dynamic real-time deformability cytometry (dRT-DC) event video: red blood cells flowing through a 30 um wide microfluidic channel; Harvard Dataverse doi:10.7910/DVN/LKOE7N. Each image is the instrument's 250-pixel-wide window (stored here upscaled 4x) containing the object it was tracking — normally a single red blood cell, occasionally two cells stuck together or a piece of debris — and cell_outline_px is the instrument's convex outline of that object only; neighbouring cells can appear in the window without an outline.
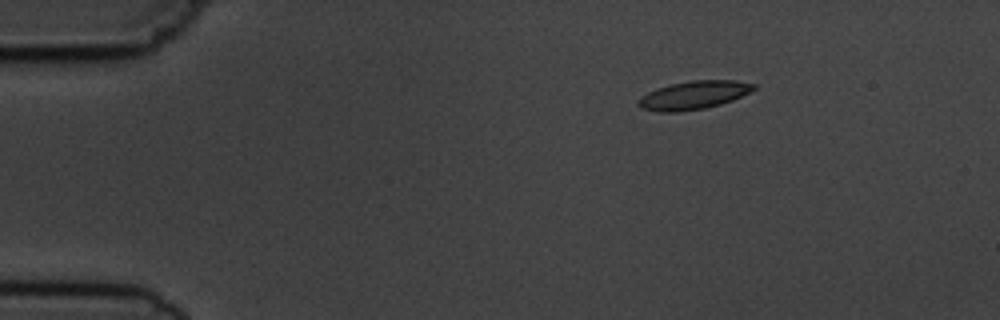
{"species": "common noctule bat (a hibernating species)", "species_latin": "Nyctalus noctula", "temperature_condition": "cold", "stored_images_in_passage": 3, "camera_frame_rate_fps": 3000, "um_per_image_px": 0.085, "animal": {"sex": "male", "body_mass_g": 19.5, "forearm_length_mm": 54.6}, "frame": {"image": 1, "passage_image": 1, "time_ms": 0.0, "image_size_px": [1000, 320], "cell_outline_px": [[756, 88], [732, 100], [720, 104], [704, 108], [676, 112], [660, 112], [640, 108], [636, 104], [636, 100], [640, 96], [656, 88], [668, 84], [692, 80], [736, 80], [756, 84]], "centroid_in_image_um": [58.9, 8.08], "position_along_channel_um": 26.1, "area_um2": 19.13}}